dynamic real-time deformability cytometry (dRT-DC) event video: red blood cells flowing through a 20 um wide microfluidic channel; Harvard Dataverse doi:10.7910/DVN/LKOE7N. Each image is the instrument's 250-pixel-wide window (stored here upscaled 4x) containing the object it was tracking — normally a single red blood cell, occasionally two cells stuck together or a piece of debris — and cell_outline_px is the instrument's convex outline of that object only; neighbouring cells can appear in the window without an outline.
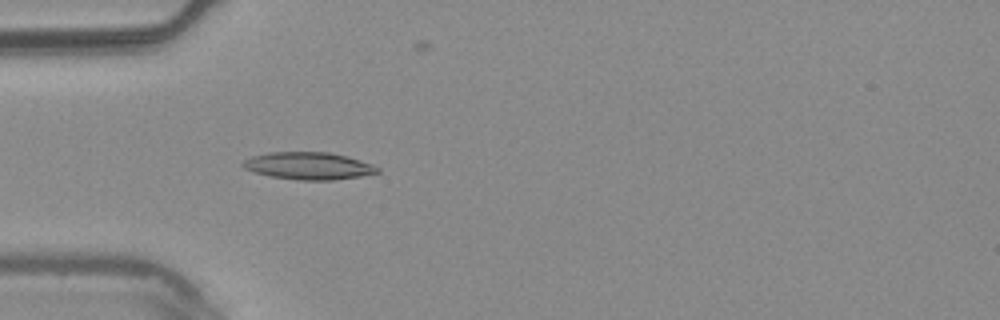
{"species": "common noctule bat (a hibernating species)", "species_latin": "Nyctalus noctula", "temperature_condition": "warm", "stored_images_in_passage": 5, "camera_frame_rate_fps": 3000, "um_per_image_px": 0.085, "animal": {"sex": "male", "body_mass_g": 20.4}, "frame": {"image": 1, "passage_image": 5, "time_ms": 1.333, "image_size_px": [1000, 320], "cell_outline_px": [[380, 172], [360, 176], [332, 180], [300, 180], [272, 176], [256, 172], [244, 168], [240, 164], [244, 160], [252, 156], [268, 152], [328, 152], [348, 156], [372, 164], [380, 168]], "centroid_in_image_um": [26.24, 14.09], "position_along_channel_um": 58.8, "area_um2": 21.33}}